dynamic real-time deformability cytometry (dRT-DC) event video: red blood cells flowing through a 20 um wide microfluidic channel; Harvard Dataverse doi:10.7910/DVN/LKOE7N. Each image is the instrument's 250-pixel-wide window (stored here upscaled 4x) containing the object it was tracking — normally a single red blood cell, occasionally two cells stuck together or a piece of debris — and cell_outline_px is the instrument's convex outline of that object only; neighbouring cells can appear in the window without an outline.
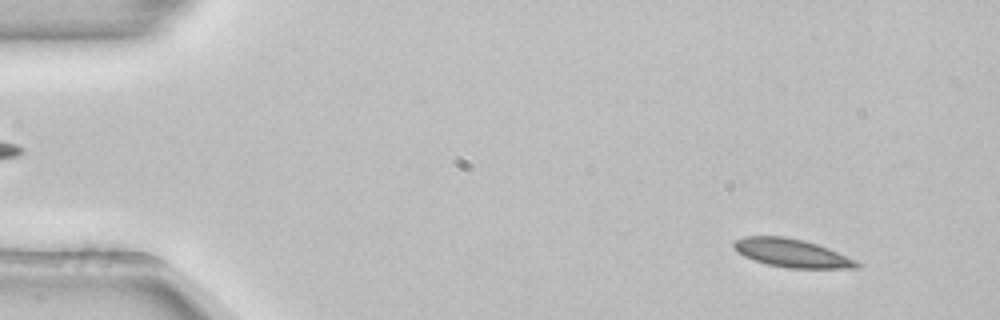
{"species": "common noctule bat (a hibernating species)", "species_latin": "Nyctalus noctula", "temperature_condition": "room temperature", "stored_images_in_passage": 53, "camera_frame_rate_fps": 3000, "um_per_image_px": 0.085, "animal": {"sex": "female", "body_mass_g": 22.7, "forearm_length_mm": 54.2}, "frame": {"image": 1, "passage_image": 5, "time_ms": 1.333, "image_size_px": [1000, 320], "cell_outline_px": [[860, 268], [788, 268], [768, 264], [744, 256], [736, 252], [732, 244], [732, 240], [744, 236], [784, 236], [804, 240], [828, 248], [856, 260], [860, 264]], "centroid_in_image_um": [67.26, 21.5], "position_along_channel_um": 17.7, "area_um2": 20.29}}
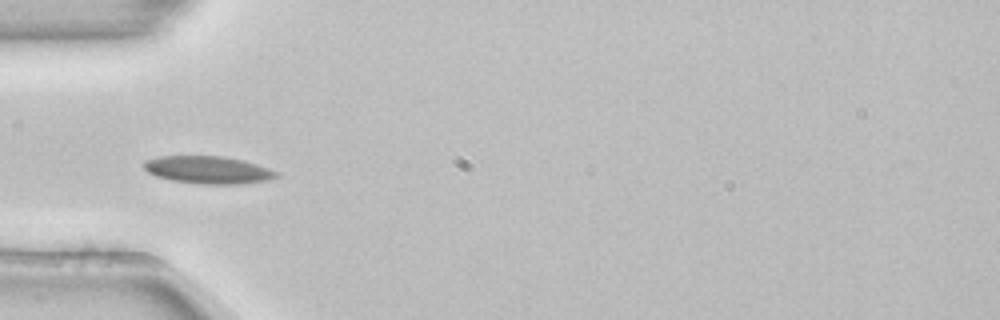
{"frame": {"image": 2, "passage_image": 17, "time_ms": 5.333, "image_size_px": [1000, 320], "cell_outline_px": [[280, 176], [268, 180], [240, 184], [204, 184], [172, 180], [156, 176], [148, 172], [144, 168], [144, 160], [160, 156], [220, 156], [240, 160], [256, 164], [268, 168], [276, 172]], "centroid_in_image_um": [17.67, 14.44], "position_along_channel_um": 67.3, "area_um2": 21.04}}
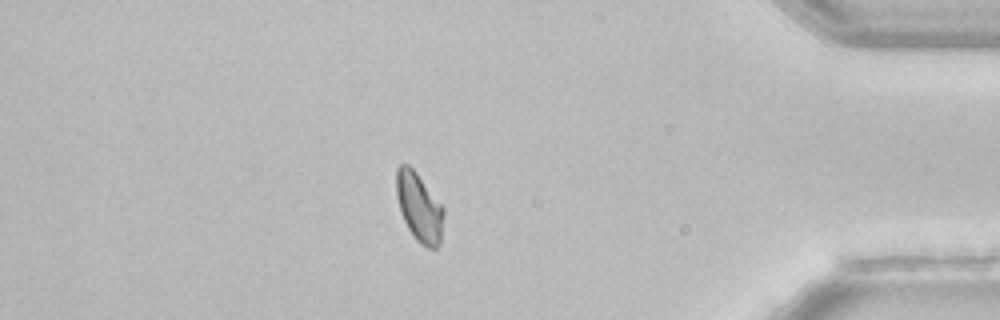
{"frame": {"image": 3, "passage_image": 46, "time_ms": 15.0, "image_size_px": [1000, 320], "cell_outline_px": [[444, 216], [440, 244], [436, 248], [428, 248], [420, 244], [416, 240], [408, 228], [400, 212], [396, 196], [396, 168], [400, 164], [408, 164], [416, 172], [444, 208]], "centroid_in_image_um": [35.62, 17.62], "position_along_channel_um": 399.6, "area_um2": 19.02}, "authors_computed_cell_mechanics": {"area_um2": 19.8254, "velocity_mm_per_s": 3.8408, "shape_relaxation_time_tau1_ms": 6.9492, "shape_relaxation_time_tau2_ms": null, "deformation_change_tau1": 0.1451, "deformation_change_tau2": null}}